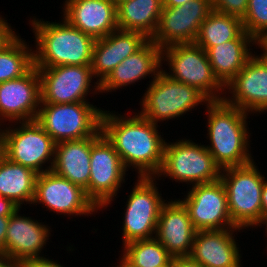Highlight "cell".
Masks as SVG:
<instances>
[{"mask_svg": "<svg viewBox=\"0 0 267 267\" xmlns=\"http://www.w3.org/2000/svg\"><path fill=\"white\" fill-rule=\"evenodd\" d=\"M150 39L137 31L117 29L101 39H96L92 54V74L100 84L125 58L135 54Z\"/></svg>", "mask_w": 267, "mask_h": 267, "instance_id": "22", "label": "cell"}, {"mask_svg": "<svg viewBox=\"0 0 267 267\" xmlns=\"http://www.w3.org/2000/svg\"><path fill=\"white\" fill-rule=\"evenodd\" d=\"M90 167L89 198L102 211L118 195L128 170L101 129L92 136Z\"/></svg>", "mask_w": 267, "mask_h": 267, "instance_id": "11", "label": "cell"}, {"mask_svg": "<svg viewBox=\"0 0 267 267\" xmlns=\"http://www.w3.org/2000/svg\"><path fill=\"white\" fill-rule=\"evenodd\" d=\"M120 258L130 267H170L173 256L154 237L122 246Z\"/></svg>", "mask_w": 267, "mask_h": 267, "instance_id": "29", "label": "cell"}, {"mask_svg": "<svg viewBox=\"0 0 267 267\" xmlns=\"http://www.w3.org/2000/svg\"><path fill=\"white\" fill-rule=\"evenodd\" d=\"M192 0H163V7H178Z\"/></svg>", "mask_w": 267, "mask_h": 267, "instance_id": "42", "label": "cell"}, {"mask_svg": "<svg viewBox=\"0 0 267 267\" xmlns=\"http://www.w3.org/2000/svg\"><path fill=\"white\" fill-rule=\"evenodd\" d=\"M30 19L33 20L28 24L31 23L36 42L33 50L36 68L92 64L93 37L70 25L64 18L60 22L41 21L34 16Z\"/></svg>", "mask_w": 267, "mask_h": 267, "instance_id": "3", "label": "cell"}, {"mask_svg": "<svg viewBox=\"0 0 267 267\" xmlns=\"http://www.w3.org/2000/svg\"><path fill=\"white\" fill-rule=\"evenodd\" d=\"M163 0H128L117 6V27L151 39L157 30Z\"/></svg>", "mask_w": 267, "mask_h": 267, "instance_id": "26", "label": "cell"}, {"mask_svg": "<svg viewBox=\"0 0 267 267\" xmlns=\"http://www.w3.org/2000/svg\"><path fill=\"white\" fill-rule=\"evenodd\" d=\"M19 207L8 198L0 196V217L11 216Z\"/></svg>", "mask_w": 267, "mask_h": 267, "instance_id": "35", "label": "cell"}, {"mask_svg": "<svg viewBox=\"0 0 267 267\" xmlns=\"http://www.w3.org/2000/svg\"><path fill=\"white\" fill-rule=\"evenodd\" d=\"M9 217H0V255L5 256V238L7 235V227Z\"/></svg>", "mask_w": 267, "mask_h": 267, "instance_id": "37", "label": "cell"}, {"mask_svg": "<svg viewBox=\"0 0 267 267\" xmlns=\"http://www.w3.org/2000/svg\"><path fill=\"white\" fill-rule=\"evenodd\" d=\"M17 36L0 51V83L25 75L34 66L33 49Z\"/></svg>", "mask_w": 267, "mask_h": 267, "instance_id": "30", "label": "cell"}, {"mask_svg": "<svg viewBox=\"0 0 267 267\" xmlns=\"http://www.w3.org/2000/svg\"><path fill=\"white\" fill-rule=\"evenodd\" d=\"M62 15L70 25L96 39L117 30V6L111 0H65Z\"/></svg>", "mask_w": 267, "mask_h": 267, "instance_id": "18", "label": "cell"}, {"mask_svg": "<svg viewBox=\"0 0 267 267\" xmlns=\"http://www.w3.org/2000/svg\"><path fill=\"white\" fill-rule=\"evenodd\" d=\"M0 15V51L9 45L19 34L12 29V26Z\"/></svg>", "mask_w": 267, "mask_h": 267, "instance_id": "33", "label": "cell"}, {"mask_svg": "<svg viewBox=\"0 0 267 267\" xmlns=\"http://www.w3.org/2000/svg\"><path fill=\"white\" fill-rule=\"evenodd\" d=\"M240 230L236 227L197 231L189 257L202 267H242V254L235 239Z\"/></svg>", "mask_w": 267, "mask_h": 267, "instance_id": "19", "label": "cell"}, {"mask_svg": "<svg viewBox=\"0 0 267 267\" xmlns=\"http://www.w3.org/2000/svg\"><path fill=\"white\" fill-rule=\"evenodd\" d=\"M180 201L197 231L236 228L228 210L227 192L221 180L189 186Z\"/></svg>", "mask_w": 267, "mask_h": 267, "instance_id": "14", "label": "cell"}, {"mask_svg": "<svg viewBox=\"0 0 267 267\" xmlns=\"http://www.w3.org/2000/svg\"><path fill=\"white\" fill-rule=\"evenodd\" d=\"M223 100L248 114L267 111V60L261 55L253 54L242 70L225 86Z\"/></svg>", "mask_w": 267, "mask_h": 267, "instance_id": "16", "label": "cell"}, {"mask_svg": "<svg viewBox=\"0 0 267 267\" xmlns=\"http://www.w3.org/2000/svg\"><path fill=\"white\" fill-rule=\"evenodd\" d=\"M263 224V225H262ZM264 224H265V226H266V228H265V233L267 234V217H265L264 219H263V221H262V223H261V225L259 226V227H263L264 226Z\"/></svg>", "mask_w": 267, "mask_h": 267, "instance_id": "44", "label": "cell"}, {"mask_svg": "<svg viewBox=\"0 0 267 267\" xmlns=\"http://www.w3.org/2000/svg\"><path fill=\"white\" fill-rule=\"evenodd\" d=\"M256 45V49L259 47L263 51L260 55L267 60V32L256 40Z\"/></svg>", "mask_w": 267, "mask_h": 267, "instance_id": "39", "label": "cell"}, {"mask_svg": "<svg viewBox=\"0 0 267 267\" xmlns=\"http://www.w3.org/2000/svg\"><path fill=\"white\" fill-rule=\"evenodd\" d=\"M13 124L8 123L9 126H5L6 157L11 162L28 167L38 174L50 171L56 144L53 139L36 119L17 121Z\"/></svg>", "mask_w": 267, "mask_h": 267, "instance_id": "10", "label": "cell"}, {"mask_svg": "<svg viewBox=\"0 0 267 267\" xmlns=\"http://www.w3.org/2000/svg\"><path fill=\"white\" fill-rule=\"evenodd\" d=\"M261 173L254 161L221 171L232 223L242 230L257 228L263 221L261 194L266 177Z\"/></svg>", "mask_w": 267, "mask_h": 267, "instance_id": "4", "label": "cell"}, {"mask_svg": "<svg viewBox=\"0 0 267 267\" xmlns=\"http://www.w3.org/2000/svg\"><path fill=\"white\" fill-rule=\"evenodd\" d=\"M37 69L40 77V104L89 102L86 99L89 93L100 94L98 81L93 83L91 65H61Z\"/></svg>", "mask_w": 267, "mask_h": 267, "instance_id": "12", "label": "cell"}, {"mask_svg": "<svg viewBox=\"0 0 267 267\" xmlns=\"http://www.w3.org/2000/svg\"><path fill=\"white\" fill-rule=\"evenodd\" d=\"M0 267H23V264L21 261L0 255Z\"/></svg>", "mask_w": 267, "mask_h": 267, "instance_id": "38", "label": "cell"}, {"mask_svg": "<svg viewBox=\"0 0 267 267\" xmlns=\"http://www.w3.org/2000/svg\"><path fill=\"white\" fill-rule=\"evenodd\" d=\"M162 70L170 78L197 88L210 101L223 100L225 87L215 77L207 52L194 43L176 44L162 49ZM223 95V96H222Z\"/></svg>", "mask_w": 267, "mask_h": 267, "instance_id": "7", "label": "cell"}, {"mask_svg": "<svg viewBox=\"0 0 267 267\" xmlns=\"http://www.w3.org/2000/svg\"><path fill=\"white\" fill-rule=\"evenodd\" d=\"M18 208L11 216L5 238V256L17 261L39 258L52 236V228L32 217L20 215ZM45 246V247H44Z\"/></svg>", "mask_w": 267, "mask_h": 267, "instance_id": "20", "label": "cell"}, {"mask_svg": "<svg viewBox=\"0 0 267 267\" xmlns=\"http://www.w3.org/2000/svg\"><path fill=\"white\" fill-rule=\"evenodd\" d=\"M116 6H118L120 3H123L128 0H111Z\"/></svg>", "mask_w": 267, "mask_h": 267, "instance_id": "45", "label": "cell"}, {"mask_svg": "<svg viewBox=\"0 0 267 267\" xmlns=\"http://www.w3.org/2000/svg\"><path fill=\"white\" fill-rule=\"evenodd\" d=\"M196 232L180 198L162 206L155 238L173 257L190 255Z\"/></svg>", "mask_w": 267, "mask_h": 267, "instance_id": "21", "label": "cell"}, {"mask_svg": "<svg viewBox=\"0 0 267 267\" xmlns=\"http://www.w3.org/2000/svg\"><path fill=\"white\" fill-rule=\"evenodd\" d=\"M103 110L90 102L40 104L36 120L55 143L81 140L101 129Z\"/></svg>", "mask_w": 267, "mask_h": 267, "instance_id": "8", "label": "cell"}, {"mask_svg": "<svg viewBox=\"0 0 267 267\" xmlns=\"http://www.w3.org/2000/svg\"><path fill=\"white\" fill-rule=\"evenodd\" d=\"M111 112L103 110L101 130L114 145L123 165L127 170L135 169L138 177H154L162 166L166 144L158 132L159 125L139 112L135 115Z\"/></svg>", "mask_w": 267, "mask_h": 267, "instance_id": "1", "label": "cell"}, {"mask_svg": "<svg viewBox=\"0 0 267 267\" xmlns=\"http://www.w3.org/2000/svg\"><path fill=\"white\" fill-rule=\"evenodd\" d=\"M33 205L42 204L57 215L84 217L100 209L87 196L86 191L52 170L38 174ZM59 213V214H58Z\"/></svg>", "mask_w": 267, "mask_h": 267, "instance_id": "13", "label": "cell"}, {"mask_svg": "<svg viewBox=\"0 0 267 267\" xmlns=\"http://www.w3.org/2000/svg\"><path fill=\"white\" fill-rule=\"evenodd\" d=\"M221 171L204 144L183 138L166 142L162 166L154 177L158 180L169 177L179 184L185 182L193 186L220 180Z\"/></svg>", "mask_w": 267, "mask_h": 267, "instance_id": "6", "label": "cell"}, {"mask_svg": "<svg viewBox=\"0 0 267 267\" xmlns=\"http://www.w3.org/2000/svg\"><path fill=\"white\" fill-rule=\"evenodd\" d=\"M49 259V257L31 258L22 261L23 267H64L58 261ZM55 261V262H54Z\"/></svg>", "mask_w": 267, "mask_h": 267, "instance_id": "34", "label": "cell"}, {"mask_svg": "<svg viewBox=\"0 0 267 267\" xmlns=\"http://www.w3.org/2000/svg\"><path fill=\"white\" fill-rule=\"evenodd\" d=\"M261 208L263 219L267 217V178L265 179L264 186L261 194Z\"/></svg>", "mask_w": 267, "mask_h": 267, "instance_id": "40", "label": "cell"}, {"mask_svg": "<svg viewBox=\"0 0 267 267\" xmlns=\"http://www.w3.org/2000/svg\"><path fill=\"white\" fill-rule=\"evenodd\" d=\"M40 103V77L33 66L22 77L0 83V125L36 119Z\"/></svg>", "mask_w": 267, "mask_h": 267, "instance_id": "17", "label": "cell"}, {"mask_svg": "<svg viewBox=\"0 0 267 267\" xmlns=\"http://www.w3.org/2000/svg\"><path fill=\"white\" fill-rule=\"evenodd\" d=\"M207 150L221 169L244 166L254 161L247 119L251 114L227 104L224 100L210 101L206 107ZM248 130V131H247ZM253 156V157H252Z\"/></svg>", "mask_w": 267, "mask_h": 267, "instance_id": "2", "label": "cell"}, {"mask_svg": "<svg viewBox=\"0 0 267 267\" xmlns=\"http://www.w3.org/2000/svg\"><path fill=\"white\" fill-rule=\"evenodd\" d=\"M253 45L256 41L244 30L236 39L212 46L206 51L212 71L224 87L254 54L251 51Z\"/></svg>", "mask_w": 267, "mask_h": 267, "instance_id": "25", "label": "cell"}, {"mask_svg": "<svg viewBox=\"0 0 267 267\" xmlns=\"http://www.w3.org/2000/svg\"><path fill=\"white\" fill-rule=\"evenodd\" d=\"M249 0H211L213 10L222 14L243 18L246 14Z\"/></svg>", "mask_w": 267, "mask_h": 267, "instance_id": "32", "label": "cell"}, {"mask_svg": "<svg viewBox=\"0 0 267 267\" xmlns=\"http://www.w3.org/2000/svg\"><path fill=\"white\" fill-rule=\"evenodd\" d=\"M34 170L11 162L7 157L0 163V196L8 198L19 208L33 203L36 179Z\"/></svg>", "mask_w": 267, "mask_h": 267, "instance_id": "27", "label": "cell"}, {"mask_svg": "<svg viewBox=\"0 0 267 267\" xmlns=\"http://www.w3.org/2000/svg\"><path fill=\"white\" fill-rule=\"evenodd\" d=\"M162 70V49L149 40L135 54L125 58L99 84L100 93L113 92L148 76L154 80ZM151 75V76H149ZM154 76V77H153Z\"/></svg>", "mask_w": 267, "mask_h": 267, "instance_id": "23", "label": "cell"}, {"mask_svg": "<svg viewBox=\"0 0 267 267\" xmlns=\"http://www.w3.org/2000/svg\"><path fill=\"white\" fill-rule=\"evenodd\" d=\"M149 83L137 112L155 124L182 117L210 102L197 88L170 78L163 70Z\"/></svg>", "mask_w": 267, "mask_h": 267, "instance_id": "5", "label": "cell"}, {"mask_svg": "<svg viewBox=\"0 0 267 267\" xmlns=\"http://www.w3.org/2000/svg\"><path fill=\"white\" fill-rule=\"evenodd\" d=\"M119 265L115 266V267H130L127 263H125L120 257H119ZM114 267V266H112Z\"/></svg>", "mask_w": 267, "mask_h": 267, "instance_id": "43", "label": "cell"}, {"mask_svg": "<svg viewBox=\"0 0 267 267\" xmlns=\"http://www.w3.org/2000/svg\"><path fill=\"white\" fill-rule=\"evenodd\" d=\"M244 31L242 19L212 10L201 24L194 44L210 47L236 39Z\"/></svg>", "mask_w": 267, "mask_h": 267, "instance_id": "28", "label": "cell"}, {"mask_svg": "<svg viewBox=\"0 0 267 267\" xmlns=\"http://www.w3.org/2000/svg\"><path fill=\"white\" fill-rule=\"evenodd\" d=\"M127 197L122 222V245L156 236L162 206L166 203L159 193L156 177H137ZM156 182V183H155Z\"/></svg>", "mask_w": 267, "mask_h": 267, "instance_id": "9", "label": "cell"}, {"mask_svg": "<svg viewBox=\"0 0 267 267\" xmlns=\"http://www.w3.org/2000/svg\"><path fill=\"white\" fill-rule=\"evenodd\" d=\"M171 267H202L189 256L173 257Z\"/></svg>", "mask_w": 267, "mask_h": 267, "instance_id": "36", "label": "cell"}, {"mask_svg": "<svg viewBox=\"0 0 267 267\" xmlns=\"http://www.w3.org/2000/svg\"><path fill=\"white\" fill-rule=\"evenodd\" d=\"M244 30L256 41L267 32V0H249L242 18Z\"/></svg>", "mask_w": 267, "mask_h": 267, "instance_id": "31", "label": "cell"}, {"mask_svg": "<svg viewBox=\"0 0 267 267\" xmlns=\"http://www.w3.org/2000/svg\"><path fill=\"white\" fill-rule=\"evenodd\" d=\"M212 10L211 0H192L178 7H163L157 30L150 40L161 49L194 43L201 24Z\"/></svg>", "mask_w": 267, "mask_h": 267, "instance_id": "15", "label": "cell"}, {"mask_svg": "<svg viewBox=\"0 0 267 267\" xmlns=\"http://www.w3.org/2000/svg\"><path fill=\"white\" fill-rule=\"evenodd\" d=\"M6 158V137L5 128L1 129L0 125V163Z\"/></svg>", "mask_w": 267, "mask_h": 267, "instance_id": "41", "label": "cell"}, {"mask_svg": "<svg viewBox=\"0 0 267 267\" xmlns=\"http://www.w3.org/2000/svg\"><path fill=\"white\" fill-rule=\"evenodd\" d=\"M92 137L62 141L55 144L52 171L86 191L89 197V178Z\"/></svg>", "mask_w": 267, "mask_h": 267, "instance_id": "24", "label": "cell"}]
</instances>
